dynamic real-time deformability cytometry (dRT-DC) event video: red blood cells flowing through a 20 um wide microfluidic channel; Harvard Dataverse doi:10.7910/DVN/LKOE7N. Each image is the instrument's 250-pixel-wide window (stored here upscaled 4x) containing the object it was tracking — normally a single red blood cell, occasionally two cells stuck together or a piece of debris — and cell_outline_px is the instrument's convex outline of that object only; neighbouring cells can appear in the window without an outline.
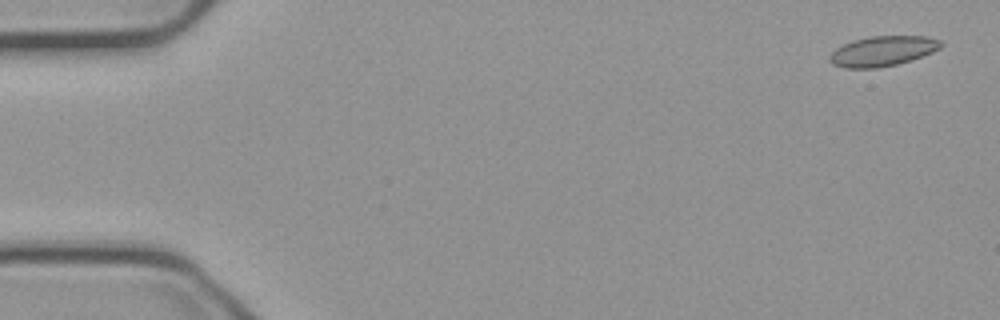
{"species": "common noctule bat (a hibernating species)", "species_latin": "Nyctalus noctula", "temperature_condition": "cold", "stored_images_in_passage": 55, "camera_frame_rate_fps": 3000, "um_per_image_px": 0.085, "animal": {"sex": "male", "body_mass_g": 23.1, "forearm_length_mm": 52.7}, "frame": {"image": 1, "passage_image": 2, "time_ms": 0.333, "image_size_px": [1000, 320], "cell_outline_px": [[944, 44], [940, 48], [932, 52], [912, 60], [896, 64], [876, 68], [844, 68], [832, 64], [828, 60], [828, 56], [836, 48], [852, 40], [872, 36], [928, 36], [940, 40]], "centroid_in_image_um": [75.01, 4.34], "position_along_channel_um": 10.0, "area_um2": 19.59}}
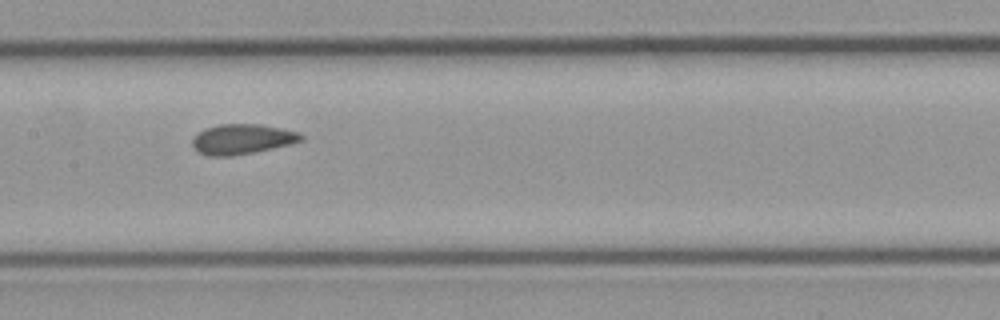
{"frame": {"image": 2, "passage_image": 27, "time_ms": 8.667, "image_size_px": [1000, 320], "cell_outline_px": [[304, 140], [272, 148], [232, 156], [208, 156], [196, 152], [192, 148], [192, 136], [204, 128], [220, 124], [260, 124], [284, 128], [300, 132], [304, 136]], "centroid_in_image_um": [20.54, 11.82], "position_along_channel_um": 186.9, "area_um2": 19.36}}
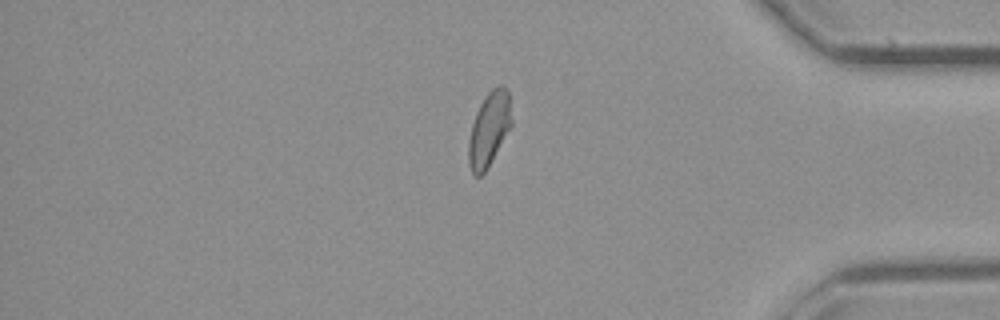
{"frame": {"image": 3, "passage_image": 46, "time_ms": 15.0, "image_size_px": [1000, 320], "cell_outline_px": [[512, 124], [488, 168], [480, 176], [476, 176], [472, 172], [468, 164], [468, 144], [472, 124], [476, 112], [484, 96], [492, 88], [500, 84], [504, 84], [508, 88], [512, 120]], "centroid_in_image_um": [41.58, 10.94], "position_along_channel_um": 393.6, "area_um2": 18.73}, "authors_computed_cell_mechanics": {"area_um2": 19.074, "velocity_mm_per_s": 3.7381, "shape_relaxation_time_tau1_ms": null, "shape_relaxation_time_tau2_ms": 2.834, "deformation_change_tau1": null, "deformation_change_tau2": 0.052}}